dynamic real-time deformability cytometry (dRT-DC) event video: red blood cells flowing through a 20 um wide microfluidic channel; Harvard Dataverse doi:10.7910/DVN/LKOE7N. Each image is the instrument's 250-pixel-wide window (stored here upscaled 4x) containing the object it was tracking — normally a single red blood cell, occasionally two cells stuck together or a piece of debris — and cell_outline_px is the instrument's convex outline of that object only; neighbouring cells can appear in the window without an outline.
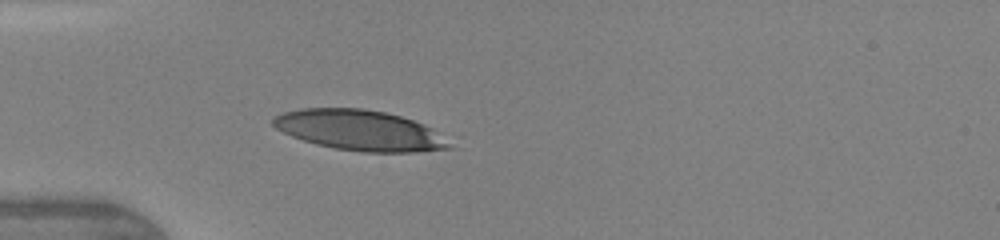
{"species": "human", "species_latin": "Homo sapiens", "temperature_condition": "warm", "stored_images_in_passage": 34, "camera_frame_rate_fps": 3000, "um_per_image_px": 0.085, "donor": {"sex": "female"}, "frame": {"image": 1, "passage_image": 6, "time_ms": 1.667, "image_size_px": [1000, 240], "cell_outline_px": [[456, 148], [416, 152], [364, 152], [336, 148], [316, 144], [292, 136], [276, 128], [272, 124], [272, 120], [276, 116], [284, 112], [304, 108], [364, 108], [384, 112], [400, 116], [424, 124], [432, 128]], "centroid_in_image_um": [30.61, 11.08], "position_along_channel_um": 54.4, "area_um2": 41.27}, "authors_computed_cell_mechanics": {"area_um2": 43.0899, "velocity_mm_per_s": 4.3645, "shape_relaxation_time_tau1_ms": 1.9442, "shape_relaxation_time_tau2_ms": null, "deformation_change_tau1": 0.1644, "deformation_change_tau2": null}}